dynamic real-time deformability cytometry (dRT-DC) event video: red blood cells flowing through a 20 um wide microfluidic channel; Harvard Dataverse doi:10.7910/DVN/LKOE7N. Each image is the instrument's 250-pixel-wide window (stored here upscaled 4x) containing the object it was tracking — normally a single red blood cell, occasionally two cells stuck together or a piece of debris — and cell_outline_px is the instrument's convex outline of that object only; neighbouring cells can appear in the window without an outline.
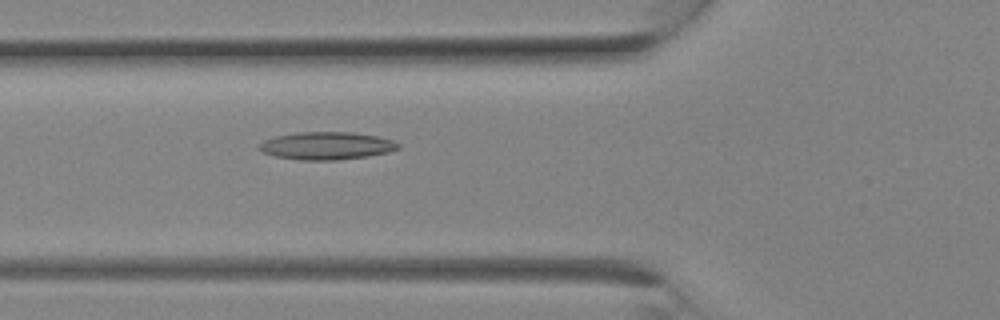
{"species": "Egyptian fruit bat (a non-hibernating species)", "species_latin": "Rousettus aegyptiacus", "temperature_condition": "room temperature", "stored_images_in_passage": 10, "camera_frame_rate_fps": 3000, "um_per_image_px": 0.085, "animal": {"sex": "female"}, "frame": {"image": 1, "passage_image": 10, "time_ms": 3.0, "image_size_px": [1000, 320], "cell_outline_px": [[400, 148], [388, 152], [368, 156], [336, 160], [300, 160], [276, 156], [264, 152], [256, 148], [264, 140], [276, 136], [296, 132], [352, 132], [376, 136], [392, 140], [400, 144]], "centroid_in_image_um": [27.76, 12.39], "position_along_channel_um": 98.0, "area_um2": 22.37}}